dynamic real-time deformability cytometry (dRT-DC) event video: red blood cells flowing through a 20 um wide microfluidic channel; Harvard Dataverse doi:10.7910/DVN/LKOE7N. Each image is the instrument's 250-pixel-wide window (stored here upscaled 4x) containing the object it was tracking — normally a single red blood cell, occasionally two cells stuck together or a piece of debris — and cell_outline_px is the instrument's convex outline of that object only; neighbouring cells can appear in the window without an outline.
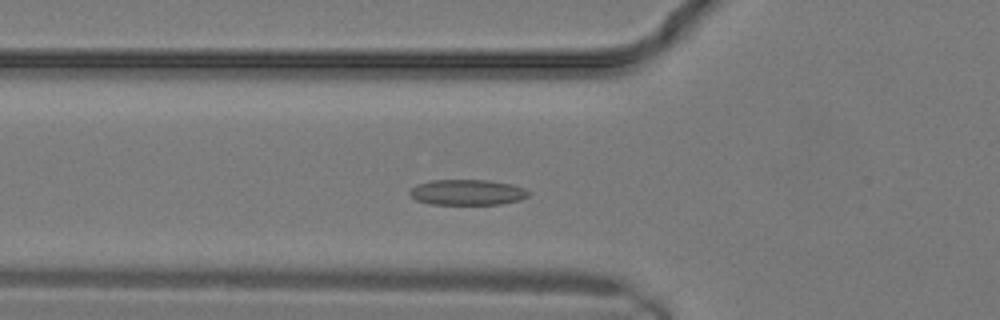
{"species": "common noctule bat (a hibernating species)", "species_latin": "Nyctalus noctula", "temperature_condition": "warm", "stored_images_in_passage": 8, "camera_frame_rate_fps": 3000, "um_per_image_px": 0.085, "animal": {"sex": "male", "body_mass_g": 19.2, "forearm_length_mm": 51.8}, "frame": {"image": 1, "passage_image": 6, "time_ms": 1.667, "image_size_px": [1000, 320], "cell_outline_px": [[532, 192], [528, 196], [520, 200], [500, 204], [428, 204], [416, 200], [408, 192], [416, 184], [432, 180], [488, 180], [512, 184], [524, 188]], "centroid_in_image_um": [39.73, 16.34], "position_along_channel_um": 86.1, "area_um2": 17.8}}
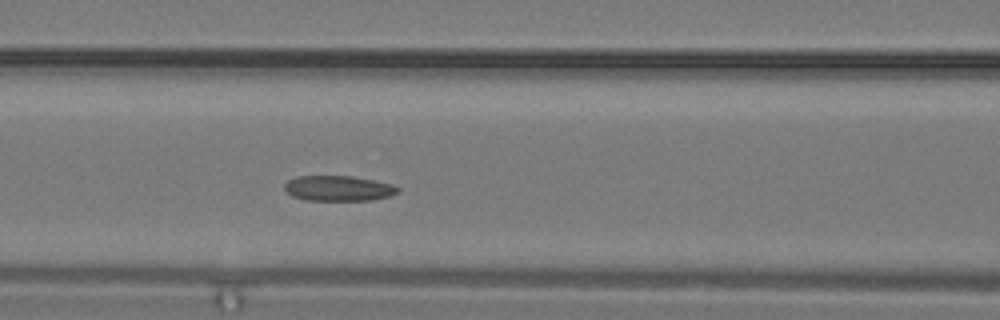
{"frame": {"image": 2, "passage_image": 8, "time_ms": 2.333, "image_size_px": [1000, 320], "cell_outline_px": [[400, 192], [388, 196], [372, 200], [308, 200], [292, 196], [284, 188], [284, 184], [288, 180], [296, 176], [352, 176], [392, 184], [400, 188]], "centroid_in_image_um": [28.77, 16.0], "position_along_channel_um": 137.8, "area_um2": 16.65}}